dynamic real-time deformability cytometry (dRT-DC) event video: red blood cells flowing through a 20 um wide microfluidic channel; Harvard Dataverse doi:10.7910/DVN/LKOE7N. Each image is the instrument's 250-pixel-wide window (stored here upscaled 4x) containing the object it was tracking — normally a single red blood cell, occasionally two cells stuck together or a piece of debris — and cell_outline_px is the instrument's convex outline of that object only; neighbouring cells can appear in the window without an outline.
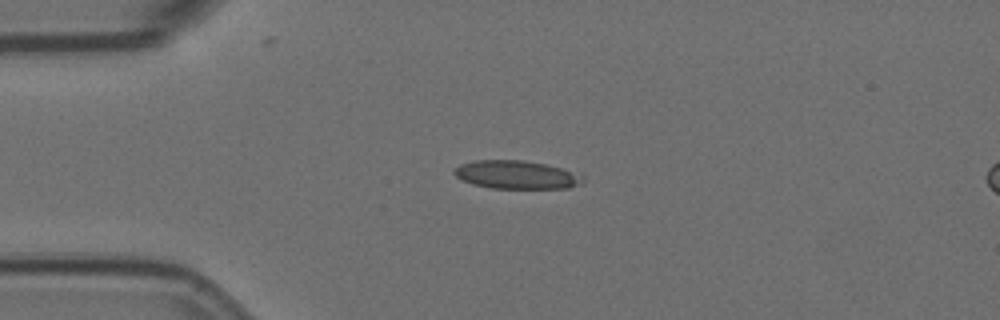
{"species": "Egyptian fruit bat (a non-hibernating species)", "species_latin": "Rousettus aegyptiacus", "temperature_condition": "room temperature", "stored_images_in_passage": 5, "camera_frame_rate_fps": 3000, "um_per_image_px": 0.085, "animal": {"sex": "female"}, "frame": {"image": 1, "passage_image": 3, "time_ms": 0.667, "image_size_px": [1000, 320], "cell_outline_px": [[584, 184], [568, 188], [492, 188], [472, 184], [456, 176], [452, 172], [460, 164], [476, 160], [520, 160], [544, 164], [584, 172]], "centroid_in_image_um": [44.01, 14.85], "position_along_channel_um": 41.0, "area_um2": 21.5}}